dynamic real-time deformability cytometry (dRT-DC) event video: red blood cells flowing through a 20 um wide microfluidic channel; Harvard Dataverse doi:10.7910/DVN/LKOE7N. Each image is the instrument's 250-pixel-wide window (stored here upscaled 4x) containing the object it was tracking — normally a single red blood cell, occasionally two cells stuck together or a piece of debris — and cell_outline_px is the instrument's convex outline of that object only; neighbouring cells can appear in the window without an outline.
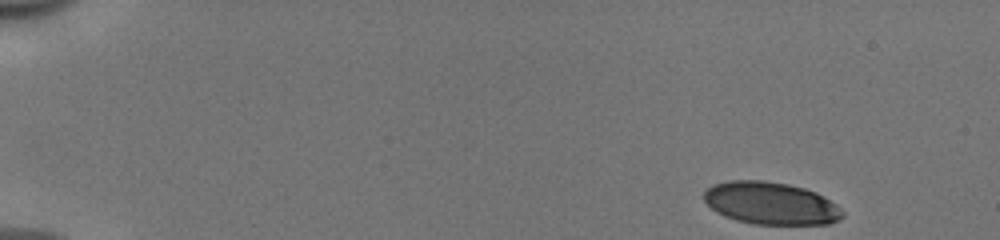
{"species": "human", "species_latin": "Homo sapiens", "temperature_condition": "cold", "stored_images_in_passage": 48, "camera_frame_rate_fps": 3000, "um_per_image_px": 0.085, "donor": {"sex": "male"}, "frame": {"image": 1, "passage_image": 1, "time_ms": 0.0, "image_size_px": [1000, 240], "cell_outline_px": [[844, 216], [840, 220], [828, 224], [752, 224], [736, 220], [724, 216], [716, 212], [704, 200], [704, 192], [712, 184], [728, 180], [764, 180], [788, 184], [804, 188], [816, 192], [824, 196], [836, 204], [844, 212]], "centroid_in_image_um": [65.53, 17.27], "position_along_channel_um": 19.5, "area_um2": 34.51}}
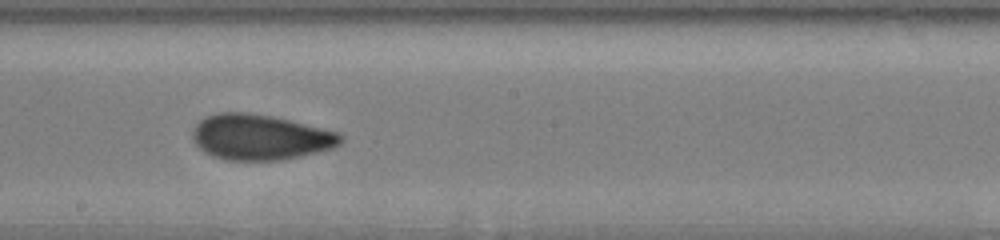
{"frame": {"image": 2, "passage_image": 27, "time_ms": 8.667, "image_size_px": [1000, 240], "cell_outline_px": [[344, 140], [340, 144], [332, 148], [284, 160], [224, 160], [212, 156], [204, 152], [192, 140], [192, 128], [204, 116], [216, 112], [248, 112], [272, 116], [340, 132], [344, 136]], "centroid_in_image_um": [22.09, 11.65], "position_along_channel_um": 226.1, "area_um2": 39.65}}
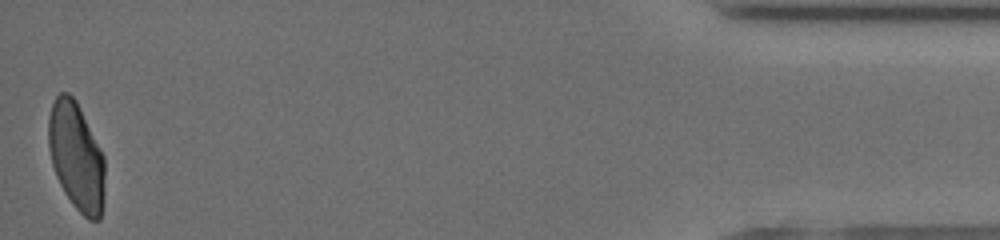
{"frame": {"image": 3, "passage_image": 48, "time_ms": 15.667, "image_size_px": [1000, 240], "cell_outline_px": [[104, 196], [100, 220], [88, 220], [72, 204], [64, 192], [56, 176], [52, 164], [48, 144], [48, 116], [52, 104], [56, 96], [60, 92], [68, 92], [76, 100], [104, 156]], "centroid_in_image_um": [6.48, 13.3], "position_along_channel_um": 428.7, "area_um2": 35.49}, "authors_computed_cell_mechanics": {"area_um2": 37.4833, "velocity_mm_per_s": 3.9715, "shape_relaxation_time_tau1_ms": 9.0425, "shape_relaxation_time_tau2_ms": 1.0267, "deformation_change_tau1": 0.2121, "deformation_change_tau2": 0.0519}}